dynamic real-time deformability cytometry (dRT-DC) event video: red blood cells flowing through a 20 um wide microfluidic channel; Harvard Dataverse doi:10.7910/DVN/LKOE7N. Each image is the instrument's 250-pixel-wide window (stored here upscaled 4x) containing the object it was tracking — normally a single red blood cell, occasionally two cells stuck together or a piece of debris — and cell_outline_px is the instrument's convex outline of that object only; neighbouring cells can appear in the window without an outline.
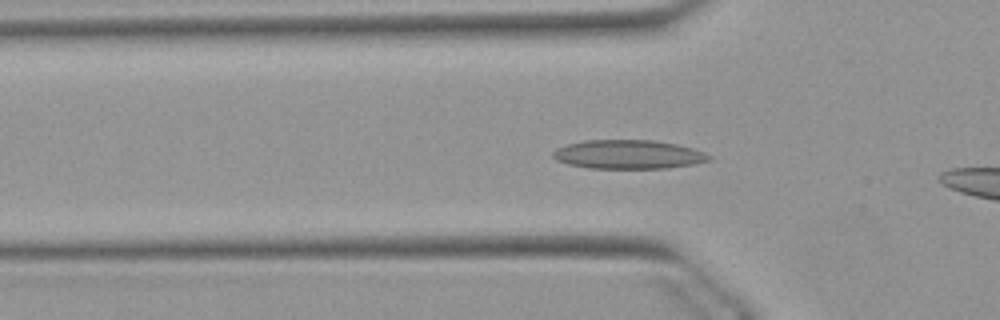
{"species": "Egyptian fruit bat (a non-hibernating species)", "species_latin": "Rousettus aegyptiacus", "temperature_condition": "warm", "stored_images_in_passage": 33, "camera_frame_rate_fps": 3000, "um_per_image_px": 0.085, "animal": {"sex": "female"}, "frame": {"image": 1, "passage_image": 8, "time_ms": 2.333, "image_size_px": [1000, 320], "cell_outline_px": [[712, 160], [692, 164], [668, 168], [588, 168], [568, 164], [556, 160], [552, 156], [552, 152], [556, 148], [568, 144], [584, 140], [652, 140], [676, 144], [692, 148], [704, 152], [712, 156]], "centroid_in_image_um": [53.4, 13.12], "position_along_channel_um": 72.4, "area_um2": 26.3}}
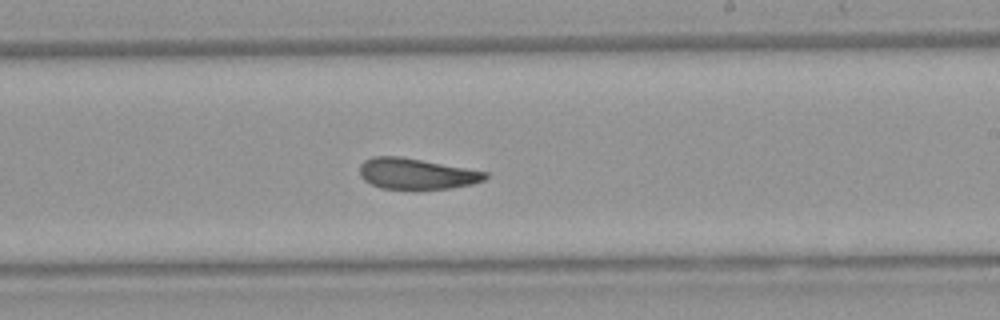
{"frame": {"image": 2, "passage_image": 22, "time_ms": 7.0, "image_size_px": [1000, 320], "cell_outline_px": [[488, 176], [484, 180], [472, 184], [448, 188], [380, 188], [364, 180], [360, 176], [360, 164], [364, 160], [372, 156], [400, 156], [488, 172]], "centroid_in_image_um": [35.37, 14.75], "position_along_channel_um": 253.6, "area_um2": 22.31}}
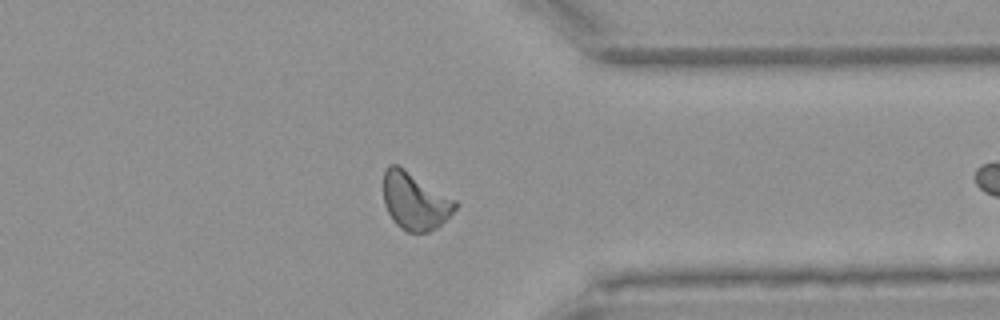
{"frame": {"image": 3, "passage_image": 32, "time_ms": 10.333, "image_size_px": [1000, 320], "cell_outline_px": [[456, 208], [436, 228], [428, 232], [408, 232], [400, 228], [392, 220], [384, 204], [384, 172], [388, 164], [396, 164], [456, 200]], "centroid_in_image_um": [35.24, 17.1], "position_along_channel_um": 376.2, "area_um2": 23.58}}